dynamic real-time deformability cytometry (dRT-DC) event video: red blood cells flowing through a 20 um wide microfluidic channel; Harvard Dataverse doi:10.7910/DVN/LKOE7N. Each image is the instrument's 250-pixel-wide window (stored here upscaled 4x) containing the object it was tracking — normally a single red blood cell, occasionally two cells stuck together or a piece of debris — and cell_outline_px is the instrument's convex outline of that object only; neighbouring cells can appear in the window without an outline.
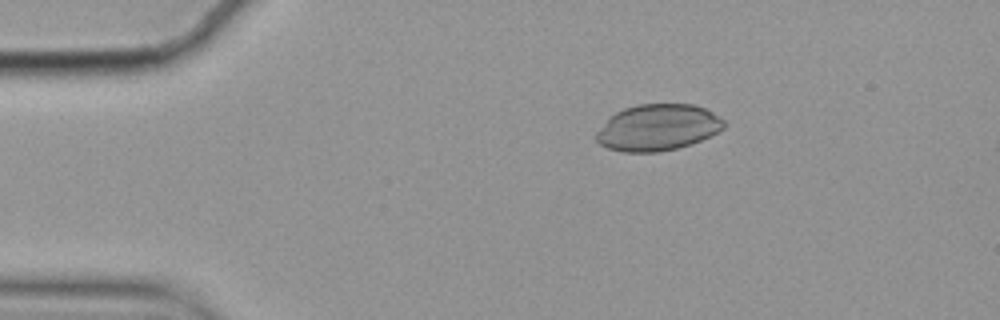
{"species": "common noctule bat (a hibernating species)", "species_latin": "Nyctalus noctula", "temperature_condition": "cold", "stored_images_in_passage": 16, "camera_frame_rate_fps": 3000, "um_per_image_px": 0.085, "animal": {"sex": "female", "body_mass_g": 19.9}, "frame": {"image": 1, "passage_image": 10, "time_ms": 3.0, "image_size_px": [1000, 320], "cell_outline_px": [[724, 128], [692, 144], [660, 152], [624, 152], [608, 148], [600, 144], [596, 140], [596, 132], [608, 116], [624, 108], [640, 104], [692, 104], [704, 108], [712, 112], [724, 120]], "centroid_in_image_um": [55.87, 10.84], "position_along_channel_um": 29.1, "area_um2": 34.45}}